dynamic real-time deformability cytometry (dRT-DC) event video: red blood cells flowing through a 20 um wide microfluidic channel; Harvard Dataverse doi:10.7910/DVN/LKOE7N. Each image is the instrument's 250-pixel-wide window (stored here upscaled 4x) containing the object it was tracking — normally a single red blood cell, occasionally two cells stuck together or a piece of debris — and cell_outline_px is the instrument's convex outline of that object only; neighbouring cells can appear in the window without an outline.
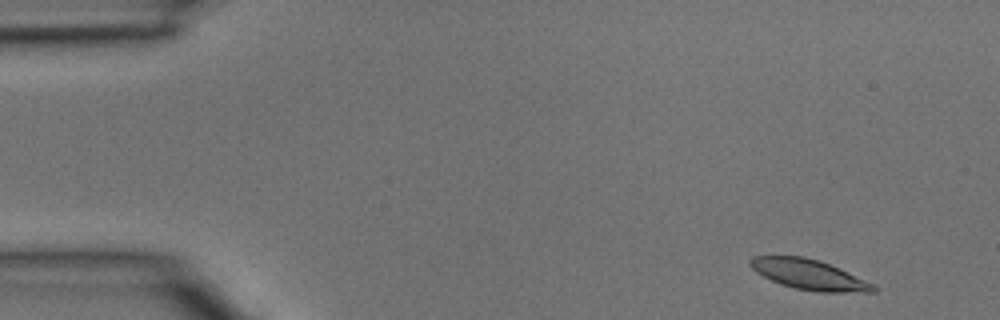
{"species": "common noctule bat (a hibernating species)", "species_latin": "Nyctalus noctula", "temperature_condition": "room temperature", "stored_images_in_passage": 4, "camera_frame_rate_fps": 3000, "um_per_image_px": 0.085, "animal": {"sex": "male", "body_mass_g": 15.6}, "frame": {"image": 1, "passage_image": 1, "time_ms": 0.0, "image_size_px": [1000, 320], "cell_outline_px": [[876, 292], [816, 292], [796, 288], [780, 284], [756, 272], [748, 264], [748, 260], [752, 256], [804, 256], [820, 260], [840, 268], [876, 284]], "centroid_in_image_um": [68.8, 23.33], "position_along_channel_um": 16.2, "area_um2": 21.85}}
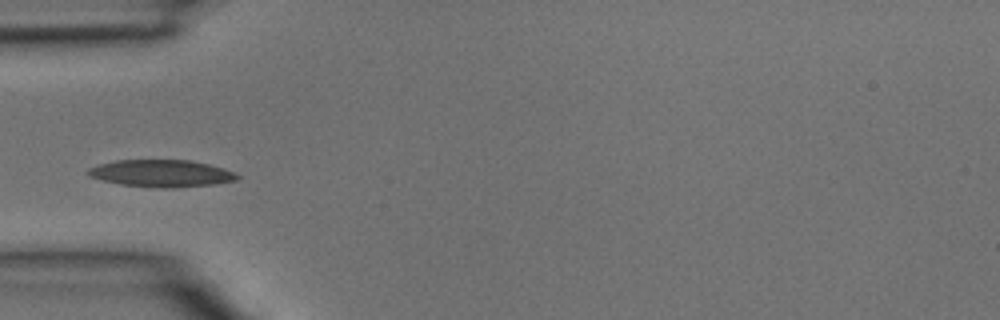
{"frame": {"image": 2, "passage_image": 4, "time_ms": 1.0, "image_size_px": [1000, 320], "cell_outline_px": [[240, 176], [236, 180], [216, 184], [176, 188], [160, 188], [120, 184], [88, 176], [84, 172], [88, 168], [100, 164], [116, 160], [188, 160], [208, 164], [224, 168], [236, 172]], "centroid_in_image_um": [13.73, 14.74], "position_along_channel_um": 71.3, "area_um2": 23.7}}